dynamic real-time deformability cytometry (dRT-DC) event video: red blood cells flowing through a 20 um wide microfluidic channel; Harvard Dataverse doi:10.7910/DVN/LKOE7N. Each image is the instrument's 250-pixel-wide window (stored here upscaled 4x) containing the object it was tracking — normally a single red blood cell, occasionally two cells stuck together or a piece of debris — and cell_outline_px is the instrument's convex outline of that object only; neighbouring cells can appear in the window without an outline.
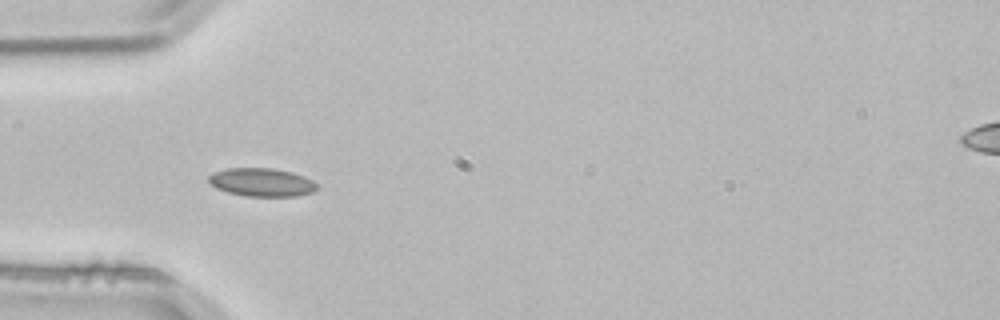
{"species": "common noctule bat (a hibernating species)", "species_latin": "Nyctalus noctula", "temperature_condition": "room temperature", "stored_images_in_passage": 4, "camera_frame_rate_fps": 3000, "um_per_image_px": 0.085, "animal": {"sex": "male", "body_mass_g": 21.5, "forearm_length_mm": 52.0}, "frame": {"image": 1, "passage_image": 4, "time_ms": 1.0, "image_size_px": [1000, 320], "cell_outline_px": [[320, 188], [312, 192], [296, 196], [244, 196], [228, 192], [216, 188], [208, 180], [208, 176], [216, 172], [228, 168], [272, 168], [292, 172], [304, 176], [312, 180]], "centroid_in_image_um": [22.27, 15.49], "position_along_channel_um": 62.7, "area_um2": 17.8}}